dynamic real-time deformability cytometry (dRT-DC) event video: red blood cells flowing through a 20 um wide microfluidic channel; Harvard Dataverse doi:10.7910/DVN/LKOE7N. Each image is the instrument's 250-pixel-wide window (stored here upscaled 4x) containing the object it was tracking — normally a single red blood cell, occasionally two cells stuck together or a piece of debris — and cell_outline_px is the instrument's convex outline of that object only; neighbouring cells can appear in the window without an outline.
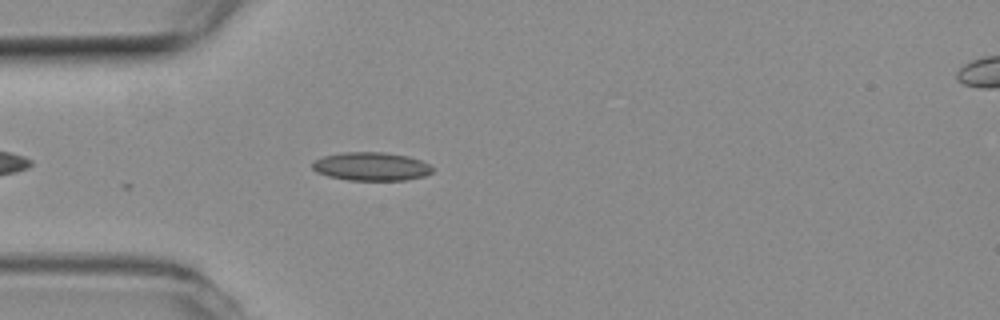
{"species": "common noctule bat (a hibernating species)", "species_latin": "Nyctalus noctula", "temperature_condition": "room temperature", "stored_images_in_passage": 8, "camera_frame_rate_fps": 3000, "um_per_image_px": 0.085, "animal": {"sex": "female", "body_mass_g": 19.3, "forearm_length_mm": 54.1}, "frame": {"image": 1, "passage_image": 1, "time_ms": 0.0, "image_size_px": [1000, 320], "cell_outline_px": [[432, 172], [424, 176], [404, 180], [348, 180], [328, 176], [316, 172], [312, 168], [312, 164], [316, 160], [324, 156], [344, 152], [384, 152], [408, 156], [420, 160], [428, 164], [432, 168]], "centroid_in_image_um": [31.55, 14.15], "position_along_channel_um": 53.5, "area_um2": 19.77}}
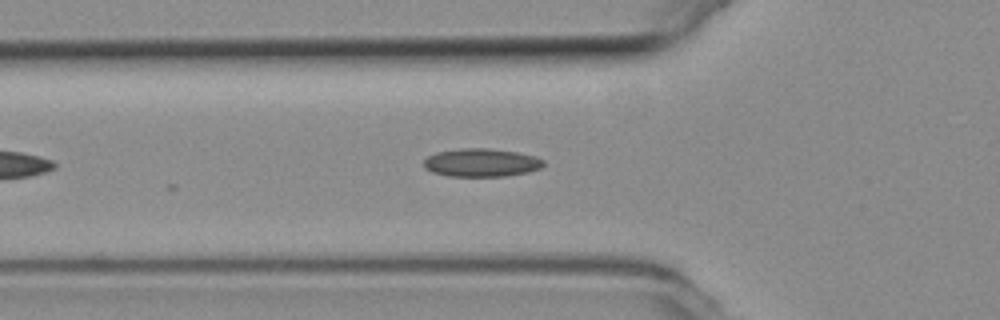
{"frame": {"image": 2, "passage_image": 4, "time_ms": 1.0, "image_size_px": [1000, 320], "cell_outline_px": [[544, 164], [540, 168], [528, 172], [504, 176], [448, 176], [432, 172], [424, 168], [424, 160], [428, 156], [436, 152], [460, 148], [488, 148], [516, 152], [536, 156], [544, 160]], "centroid_in_image_um": [40.9, 13.82], "position_along_channel_um": 84.9, "area_um2": 19.71}}